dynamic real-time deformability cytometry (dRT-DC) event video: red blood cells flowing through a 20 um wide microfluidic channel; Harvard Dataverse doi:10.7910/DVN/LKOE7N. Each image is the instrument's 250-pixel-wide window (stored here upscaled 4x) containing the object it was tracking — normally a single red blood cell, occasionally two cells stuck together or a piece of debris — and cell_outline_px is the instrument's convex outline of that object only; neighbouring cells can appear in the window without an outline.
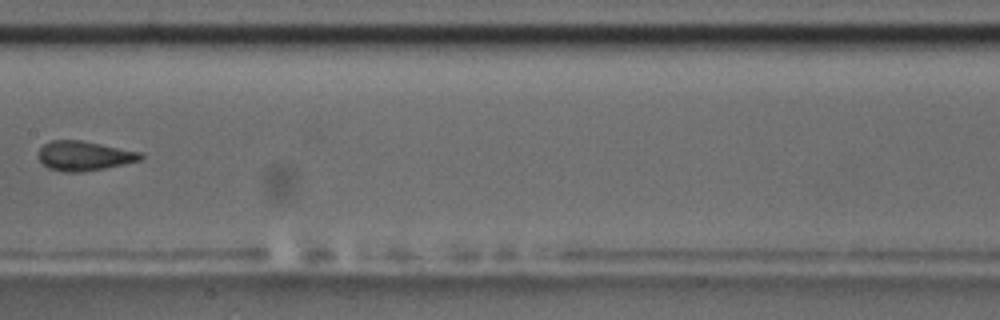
{"species": "common noctule bat (a hibernating species)", "species_latin": "Nyctalus noctula", "temperature_condition": "room temperature", "stored_images_in_passage": 9, "camera_frame_rate_fps": 3000, "um_per_image_px": 0.085, "animal": {"sex": "male", "body_mass_g": 17.5, "forearm_length_mm": 52.3}, "frame": {"image": 1, "passage_image": 7, "time_ms": 7.333, "image_size_px": [1000, 320], "cell_outline_px": [[144, 156], [140, 160], [104, 168], [80, 172], [64, 172], [48, 168], [36, 156], [40, 148], [44, 144], [52, 140], [80, 140], [140, 152]], "centroid_in_image_um": [7.1, 13.24], "position_along_channel_um": 200.3, "area_um2": 17.4}}